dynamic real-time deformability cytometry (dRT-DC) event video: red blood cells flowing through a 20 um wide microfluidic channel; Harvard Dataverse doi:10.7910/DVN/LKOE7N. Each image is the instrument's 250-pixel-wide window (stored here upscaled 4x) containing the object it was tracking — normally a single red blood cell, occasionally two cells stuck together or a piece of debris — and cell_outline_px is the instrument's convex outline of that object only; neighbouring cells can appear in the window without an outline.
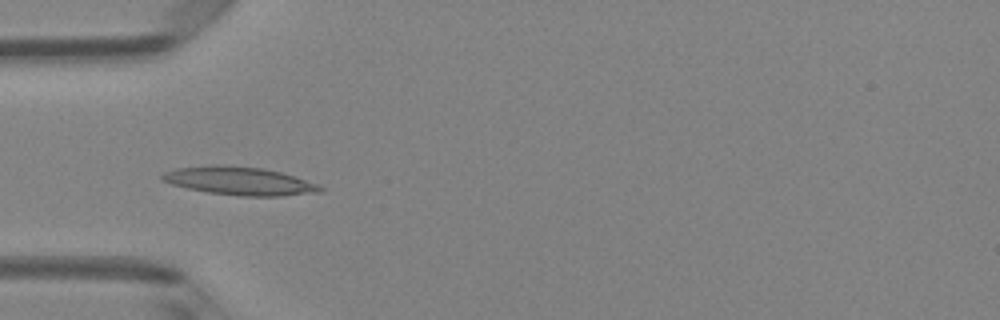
{"species": "Egyptian fruit bat (a non-hibernating species)", "species_latin": "Rousettus aegyptiacus", "temperature_condition": "room temperature", "stored_images_in_passage": 45, "camera_frame_rate_fps": 3000, "um_per_image_px": 0.085, "animal": {"sex": "female"}, "frame": {"image": 1, "passage_image": 11, "time_ms": 3.333, "image_size_px": [1000, 320], "cell_outline_px": [[324, 192], [280, 196], [240, 196], [208, 192], [188, 188], [172, 184], [160, 180], [160, 176], [164, 172], [176, 168], [212, 164], [224, 164], [264, 168], [280, 172], [320, 184], [324, 188]], "centroid_in_image_um": [20.37, 15.37], "position_along_channel_um": 64.6, "area_um2": 26.3}}
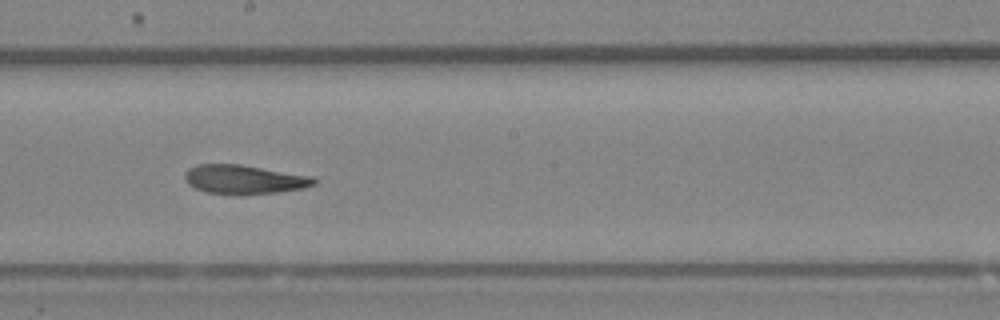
{"frame": {"image": 2, "passage_image": 23, "time_ms": 7.333, "image_size_px": [1000, 320], "cell_outline_px": [[320, 180], [316, 184], [304, 188], [276, 192], [208, 192], [196, 188], [188, 184], [184, 180], [184, 172], [188, 168], [196, 164], [240, 164], [312, 176]], "centroid_in_image_um": [20.77, 15.2], "position_along_channel_um": 227.4, "area_um2": 21.27}}
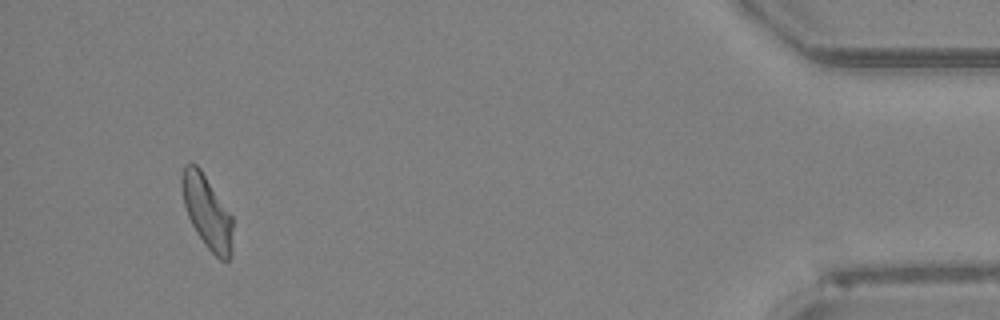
{"frame": {"image": 3, "passage_image": 42, "time_ms": 13.667, "image_size_px": [1000, 320], "cell_outline_px": [[232, 252], [228, 260], [220, 260], [204, 244], [196, 232], [188, 216], [184, 204], [180, 184], [180, 176], [184, 164], [196, 164], [200, 168], [232, 216]], "centroid_in_image_um": [17.58, 18.0], "position_along_channel_um": 417.6, "area_um2": 21.62}, "authors_computed_cell_mechanics": {"area_um2": 22.0796, "velocity_mm_per_s": 4.1014, "shape_relaxation_time_tau1_ms": 8.3588, "shape_relaxation_time_tau2_ms": 3.2296, "deformation_change_tau1": 0.2346, "deformation_change_tau2": 0.1195}}